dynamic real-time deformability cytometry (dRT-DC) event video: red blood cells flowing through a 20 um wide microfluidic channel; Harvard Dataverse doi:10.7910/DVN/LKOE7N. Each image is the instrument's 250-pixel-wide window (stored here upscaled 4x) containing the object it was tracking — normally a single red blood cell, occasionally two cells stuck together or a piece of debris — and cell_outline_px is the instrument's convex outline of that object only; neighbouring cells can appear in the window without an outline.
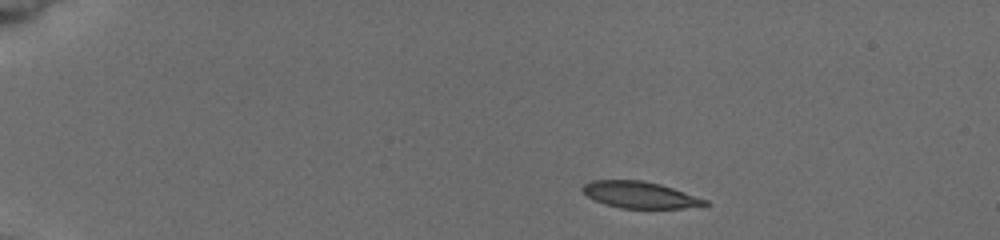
{"species": "common noctule bat (a hibernating species)", "species_latin": "Nyctalus noctula", "temperature_condition": "cold", "stored_images_in_passage": 5, "camera_frame_rate_fps": 3000, "um_per_image_px": 0.085, "animal": {"sex": "female", "body_mass_g": 19.5, "forearm_length_mm": 54.1}, "frame": {"image": 1, "passage_image": 1, "time_ms": 0.0, "image_size_px": [1000, 240], "cell_outline_px": [[708, 204], [684, 208], [620, 208], [604, 204], [592, 200], [580, 188], [584, 184], [592, 180], [644, 180], [660, 184], [708, 200]], "centroid_in_image_um": [54.34, 16.56], "position_along_channel_um": 30.7, "area_um2": 18.9}}
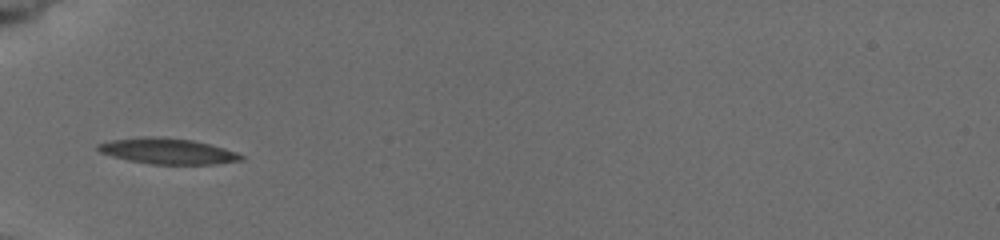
{"frame": {"image": 2, "passage_image": 4, "time_ms": 3.333, "image_size_px": [1000, 240], "cell_outline_px": [[244, 160], [216, 164], [148, 164], [128, 160], [112, 156], [100, 152], [96, 148], [96, 144], [112, 140], [140, 136], [160, 136], [192, 140], [224, 148], [236, 152], [244, 156]], "centroid_in_image_um": [14.23, 12.84], "position_along_channel_um": 70.8, "area_um2": 21.62}}